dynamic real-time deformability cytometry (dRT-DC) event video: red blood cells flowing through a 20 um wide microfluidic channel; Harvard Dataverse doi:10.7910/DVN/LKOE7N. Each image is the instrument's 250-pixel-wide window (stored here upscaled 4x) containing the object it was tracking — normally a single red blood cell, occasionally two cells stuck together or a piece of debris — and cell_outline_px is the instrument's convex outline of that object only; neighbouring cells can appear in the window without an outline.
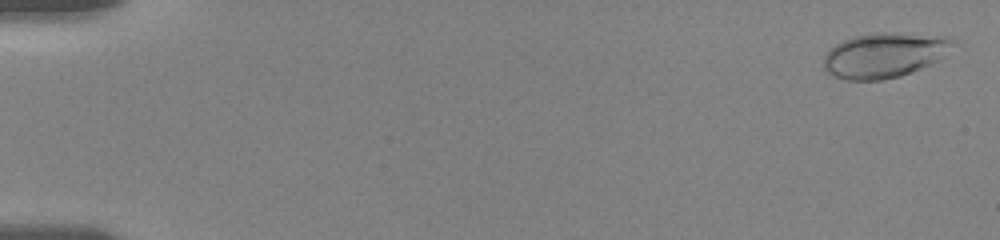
{"species": "human", "species_latin": "Homo sapiens", "temperature_condition": "room temperature", "stored_images_in_passage": 56, "camera_frame_rate_fps": 3000, "um_per_image_px": 0.085, "donor": {"sex": "female"}, "frame": {"image": 1, "passage_image": 1, "time_ms": 0.0, "image_size_px": [1000, 240], "cell_outline_px": [[960, 40], [940, 60], [912, 72], [900, 76], [884, 80], [848, 80], [832, 76], [824, 68], [824, 56], [836, 44], [852, 36], [872, 32], [892, 32], [952, 36]], "centroid_in_image_um": [75.26, 4.66], "position_along_channel_um": 9.7, "area_um2": 34.56}}
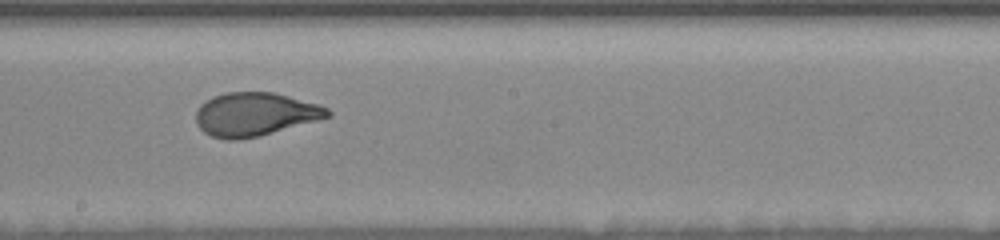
{"frame": {"image": 2, "passage_image": 32, "time_ms": 10.333, "image_size_px": [1000, 240], "cell_outline_px": [[332, 116], [260, 136], [236, 140], [228, 140], [212, 136], [204, 132], [196, 124], [196, 112], [200, 104], [212, 96], [224, 92], [272, 92], [320, 104], [328, 108], [332, 112]], "centroid_in_image_um": [21.67, 9.71], "position_along_channel_um": 226.5, "area_um2": 33.52}}
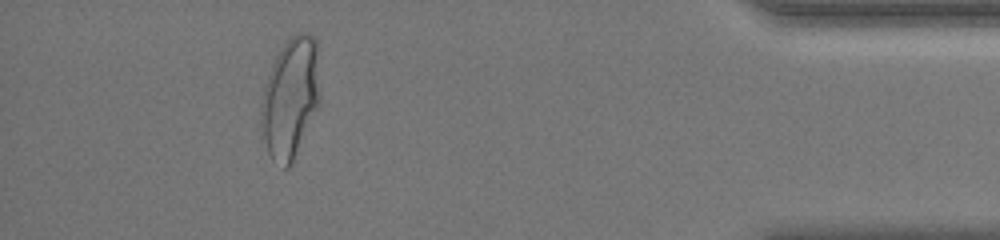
{"frame": {"image": 3, "passage_image": 51, "time_ms": 16.667, "image_size_px": [1000, 240], "cell_outline_px": [[320, 104], [288, 168], [284, 168], [272, 160], [268, 152], [260, 124], [260, 108], [264, 88], [272, 64], [276, 56], [284, 44], [296, 32], [304, 32], [316, 36], [320, 96]], "centroid_in_image_um": [24.69, 8.29], "position_along_channel_um": 410.5, "area_um2": 41.15}, "authors_computed_cell_mechanics": {"area_um2": 33.6107, "velocity_mm_per_s": 3.6231, "shape_relaxation_time_tau1_ms": 4.9448, "shape_relaxation_time_tau2_ms": null, "deformation_change_tau1": 0.1963, "deformation_change_tau2": null}}